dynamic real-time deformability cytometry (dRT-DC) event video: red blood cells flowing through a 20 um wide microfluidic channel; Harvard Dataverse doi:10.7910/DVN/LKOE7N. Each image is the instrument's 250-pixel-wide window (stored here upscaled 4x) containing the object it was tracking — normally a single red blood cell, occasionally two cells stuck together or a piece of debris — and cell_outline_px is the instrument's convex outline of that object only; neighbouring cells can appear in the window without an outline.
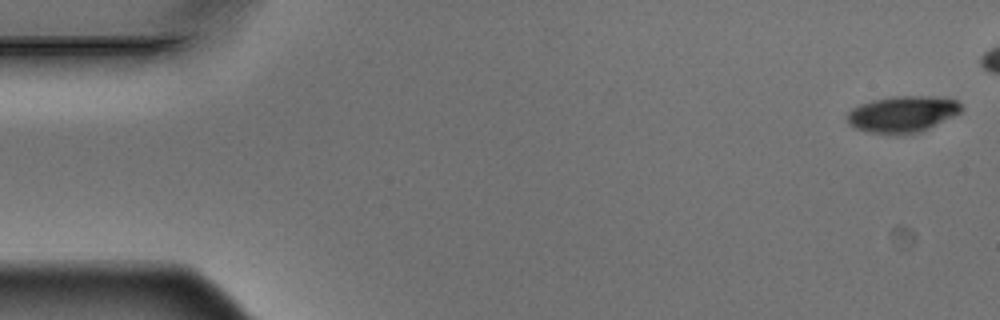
{"species": "Egyptian fruit bat (a non-hibernating species)", "species_latin": "Rousettus aegyptiacus", "temperature_condition": "warm", "stored_images_in_passage": 6, "camera_frame_rate_fps": 3000, "um_per_image_px": 0.085, "animal": {"sex": "male"}, "frame": {"image": 1, "passage_image": 1, "time_ms": 0.0, "image_size_px": [1000, 320], "cell_outline_px": [[964, 108], [960, 112], [920, 132], [868, 132], [856, 128], [848, 124], [848, 112], [852, 108], [860, 104], [872, 100], [892, 96], [932, 96], [956, 100]], "centroid_in_image_um": [76.7, 9.66], "position_along_channel_um": 8.3, "area_um2": 23.52}}
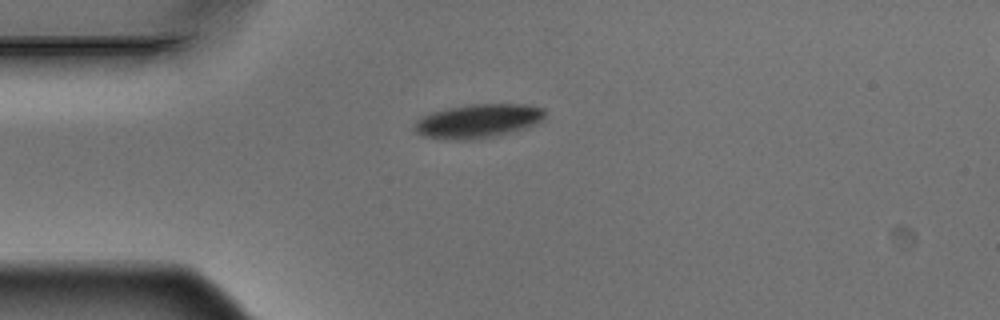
{"frame": {"image": 2, "passage_image": 6, "time_ms": 1.667, "image_size_px": [1000, 320], "cell_outline_px": [[544, 120], [536, 124], [500, 136], [464, 140], [456, 140], [424, 136], [416, 132], [416, 120], [432, 112], [448, 108], [472, 104], [528, 104], [544, 108]], "centroid_in_image_um": [40.7, 10.28], "position_along_channel_um": 44.3, "area_um2": 25.66}}